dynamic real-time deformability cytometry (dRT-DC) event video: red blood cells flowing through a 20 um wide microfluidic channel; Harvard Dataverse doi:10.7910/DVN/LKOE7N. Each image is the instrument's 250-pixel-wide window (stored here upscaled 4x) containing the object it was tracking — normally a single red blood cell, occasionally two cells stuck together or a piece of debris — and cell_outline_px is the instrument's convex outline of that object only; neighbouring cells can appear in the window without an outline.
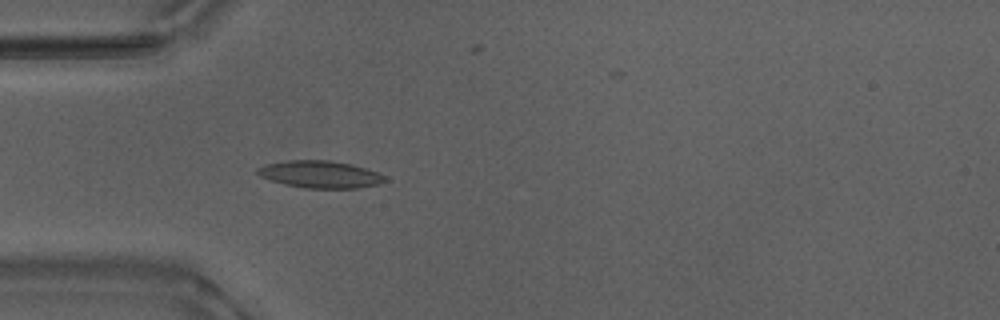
{"species": "Egyptian fruit bat (a non-hibernating species)", "species_latin": "Rousettus aegyptiacus", "temperature_condition": "warm", "stored_images_in_passage": 17, "camera_frame_rate_fps": 3000, "um_per_image_px": 0.085, "animal": {"sex": "male"}, "frame": {"image": 1, "passage_image": 7, "time_ms": 2.0, "image_size_px": [1000, 320], "cell_outline_px": [[388, 180], [380, 184], [360, 188], [304, 188], [284, 184], [260, 176], [256, 172], [256, 168], [264, 164], [288, 160], [328, 160], [352, 164], [376, 172], [384, 176]], "centroid_in_image_um": [27.2, 14.82], "position_along_channel_um": 57.8, "area_um2": 20.23}}
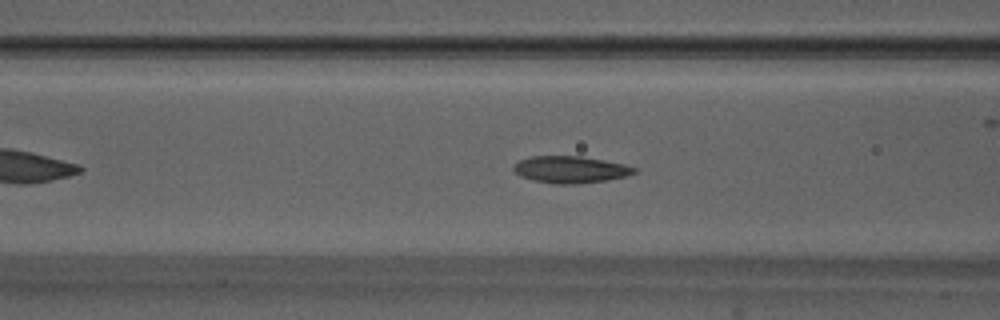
{"frame": {"image": 2, "passage_image": 12, "time_ms": 3.667, "image_size_px": [1000, 320], "cell_outline_px": [[636, 172], [624, 176], [608, 180], [576, 184], [552, 184], [532, 180], [520, 176], [512, 168], [512, 164], [520, 160], [532, 156], [580, 156], [604, 160], [624, 164], [636, 168]], "centroid_in_image_um": [48.45, 14.41], "position_along_channel_um": 118.2, "area_um2": 18.96}}